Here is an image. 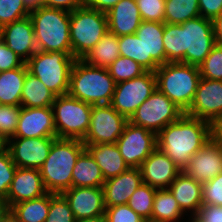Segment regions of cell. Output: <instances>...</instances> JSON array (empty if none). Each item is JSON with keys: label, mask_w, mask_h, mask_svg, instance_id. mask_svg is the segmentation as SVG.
I'll return each mask as SVG.
<instances>
[{"label": "cell", "mask_w": 222, "mask_h": 222, "mask_svg": "<svg viewBox=\"0 0 222 222\" xmlns=\"http://www.w3.org/2000/svg\"><path fill=\"white\" fill-rule=\"evenodd\" d=\"M182 63L199 66L216 44L212 20L196 17L181 24Z\"/></svg>", "instance_id": "9c48e42d"}, {"label": "cell", "mask_w": 222, "mask_h": 222, "mask_svg": "<svg viewBox=\"0 0 222 222\" xmlns=\"http://www.w3.org/2000/svg\"><path fill=\"white\" fill-rule=\"evenodd\" d=\"M75 222H107L105 216H97L93 218H82L75 220Z\"/></svg>", "instance_id": "9f6ffc18"}, {"label": "cell", "mask_w": 222, "mask_h": 222, "mask_svg": "<svg viewBox=\"0 0 222 222\" xmlns=\"http://www.w3.org/2000/svg\"><path fill=\"white\" fill-rule=\"evenodd\" d=\"M46 193L39 169L17 167L5 202L10 208L14 204L38 198Z\"/></svg>", "instance_id": "44dd1931"}, {"label": "cell", "mask_w": 222, "mask_h": 222, "mask_svg": "<svg viewBox=\"0 0 222 222\" xmlns=\"http://www.w3.org/2000/svg\"><path fill=\"white\" fill-rule=\"evenodd\" d=\"M0 39L25 63L38 50L29 16L2 26Z\"/></svg>", "instance_id": "ac0fdd59"}, {"label": "cell", "mask_w": 222, "mask_h": 222, "mask_svg": "<svg viewBox=\"0 0 222 222\" xmlns=\"http://www.w3.org/2000/svg\"><path fill=\"white\" fill-rule=\"evenodd\" d=\"M156 190V188H153L148 184L142 183L130 196L128 202V206L147 222L152 217V207L154 203Z\"/></svg>", "instance_id": "836d02e7"}, {"label": "cell", "mask_w": 222, "mask_h": 222, "mask_svg": "<svg viewBox=\"0 0 222 222\" xmlns=\"http://www.w3.org/2000/svg\"><path fill=\"white\" fill-rule=\"evenodd\" d=\"M129 120L110 104L92 105L90 124L84 145L116 143Z\"/></svg>", "instance_id": "7c38bea8"}, {"label": "cell", "mask_w": 222, "mask_h": 222, "mask_svg": "<svg viewBox=\"0 0 222 222\" xmlns=\"http://www.w3.org/2000/svg\"><path fill=\"white\" fill-rule=\"evenodd\" d=\"M105 218L107 222H147L128 204L106 207Z\"/></svg>", "instance_id": "f6af8a7d"}, {"label": "cell", "mask_w": 222, "mask_h": 222, "mask_svg": "<svg viewBox=\"0 0 222 222\" xmlns=\"http://www.w3.org/2000/svg\"><path fill=\"white\" fill-rule=\"evenodd\" d=\"M198 67L202 78L222 81V46L215 44Z\"/></svg>", "instance_id": "f35d334b"}, {"label": "cell", "mask_w": 222, "mask_h": 222, "mask_svg": "<svg viewBox=\"0 0 222 222\" xmlns=\"http://www.w3.org/2000/svg\"><path fill=\"white\" fill-rule=\"evenodd\" d=\"M212 138V124L183 114L157 134V148L183 171L190 158Z\"/></svg>", "instance_id": "6da1fadb"}, {"label": "cell", "mask_w": 222, "mask_h": 222, "mask_svg": "<svg viewBox=\"0 0 222 222\" xmlns=\"http://www.w3.org/2000/svg\"><path fill=\"white\" fill-rule=\"evenodd\" d=\"M215 42L222 46V14L212 20Z\"/></svg>", "instance_id": "816d5d0a"}, {"label": "cell", "mask_w": 222, "mask_h": 222, "mask_svg": "<svg viewBox=\"0 0 222 222\" xmlns=\"http://www.w3.org/2000/svg\"><path fill=\"white\" fill-rule=\"evenodd\" d=\"M212 133H222V114L212 124Z\"/></svg>", "instance_id": "11a10c76"}, {"label": "cell", "mask_w": 222, "mask_h": 222, "mask_svg": "<svg viewBox=\"0 0 222 222\" xmlns=\"http://www.w3.org/2000/svg\"><path fill=\"white\" fill-rule=\"evenodd\" d=\"M193 222H222V206L202 205Z\"/></svg>", "instance_id": "7dc6e473"}, {"label": "cell", "mask_w": 222, "mask_h": 222, "mask_svg": "<svg viewBox=\"0 0 222 222\" xmlns=\"http://www.w3.org/2000/svg\"><path fill=\"white\" fill-rule=\"evenodd\" d=\"M184 212L169 189H157L148 222H179Z\"/></svg>", "instance_id": "1f68e13d"}, {"label": "cell", "mask_w": 222, "mask_h": 222, "mask_svg": "<svg viewBox=\"0 0 222 222\" xmlns=\"http://www.w3.org/2000/svg\"><path fill=\"white\" fill-rule=\"evenodd\" d=\"M38 50L72 54L70 12L42 6L30 11Z\"/></svg>", "instance_id": "3957f363"}, {"label": "cell", "mask_w": 222, "mask_h": 222, "mask_svg": "<svg viewBox=\"0 0 222 222\" xmlns=\"http://www.w3.org/2000/svg\"><path fill=\"white\" fill-rule=\"evenodd\" d=\"M45 222H75L69 202L63 194L50 193V208Z\"/></svg>", "instance_id": "74e56055"}, {"label": "cell", "mask_w": 222, "mask_h": 222, "mask_svg": "<svg viewBox=\"0 0 222 222\" xmlns=\"http://www.w3.org/2000/svg\"><path fill=\"white\" fill-rule=\"evenodd\" d=\"M56 137L52 107H22L12 138Z\"/></svg>", "instance_id": "e0dca14e"}, {"label": "cell", "mask_w": 222, "mask_h": 222, "mask_svg": "<svg viewBox=\"0 0 222 222\" xmlns=\"http://www.w3.org/2000/svg\"><path fill=\"white\" fill-rule=\"evenodd\" d=\"M184 113L164 93L156 89L137 108L129 122L158 134L168 124L177 121Z\"/></svg>", "instance_id": "30bf717a"}, {"label": "cell", "mask_w": 222, "mask_h": 222, "mask_svg": "<svg viewBox=\"0 0 222 222\" xmlns=\"http://www.w3.org/2000/svg\"><path fill=\"white\" fill-rule=\"evenodd\" d=\"M3 222H18L17 219L9 212L4 218Z\"/></svg>", "instance_id": "680465c9"}, {"label": "cell", "mask_w": 222, "mask_h": 222, "mask_svg": "<svg viewBox=\"0 0 222 222\" xmlns=\"http://www.w3.org/2000/svg\"><path fill=\"white\" fill-rule=\"evenodd\" d=\"M156 88L181 110L191 106L201 79L198 66L182 62H168L155 71Z\"/></svg>", "instance_id": "5b68a950"}, {"label": "cell", "mask_w": 222, "mask_h": 222, "mask_svg": "<svg viewBox=\"0 0 222 222\" xmlns=\"http://www.w3.org/2000/svg\"><path fill=\"white\" fill-rule=\"evenodd\" d=\"M107 32L105 12L86 6L70 12V40L76 59H83Z\"/></svg>", "instance_id": "8992f818"}, {"label": "cell", "mask_w": 222, "mask_h": 222, "mask_svg": "<svg viewBox=\"0 0 222 222\" xmlns=\"http://www.w3.org/2000/svg\"><path fill=\"white\" fill-rule=\"evenodd\" d=\"M212 137H214L222 147V133H212Z\"/></svg>", "instance_id": "91938a15"}, {"label": "cell", "mask_w": 222, "mask_h": 222, "mask_svg": "<svg viewBox=\"0 0 222 222\" xmlns=\"http://www.w3.org/2000/svg\"><path fill=\"white\" fill-rule=\"evenodd\" d=\"M156 89L155 73L146 71L134 79L116 83L110 105L129 120Z\"/></svg>", "instance_id": "8fae6325"}, {"label": "cell", "mask_w": 222, "mask_h": 222, "mask_svg": "<svg viewBox=\"0 0 222 222\" xmlns=\"http://www.w3.org/2000/svg\"><path fill=\"white\" fill-rule=\"evenodd\" d=\"M75 60L72 54L37 50L25 64L29 73L60 96L68 93L70 72Z\"/></svg>", "instance_id": "52a82bcc"}, {"label": "cell", "mask_w": 222, "mask_h": 222, "mask_svg": "<svg viewBox=\"0 0 222 222\" xmlns=\"http://www.w3.org/2000/svg\"><path fill=\"white\" fill-rule=\"evenodd\" d=\"M120 0H84V6L107 13Z\"/></svg>", "instance_id": "f907efd6"}, {"label": "cell", "mask_w": 222, "mask_h": 222, "mask_svg": "<svg viewBox=\"0 0 222 222\" xmlns=\"http://www.w3.org/2000/svg\"><path fill=\"white\" fill-rule=\"evenodd\" d=\"M140 168H128L103 184L105 207L128 204L130 196L142 184Z\"/></svg>", "instance_id": "603a6c76"}, {"label": "cell", "mask_w": 222, "mask_h": 222, "mask_svg": "<svg viewBox=\"0 0 222 222\" xmlns=\"http://www.w3.org/2000/svg\"><path fill=\"white\" fill-rule=\"evenodd\" d=\"M118 45L120 56L132 59L145 68V47L136 34L119 36Z\"/></svg>", "instance_id": "8d00e7d4"}, {"label": "cell", "mask_w": 222, "mask_h": 222, "mask_svg": "<svg viewBox=\"0 0 222 222\" xmlns=\"http://www.w3.org/2000/svg\"><path fill=\"white\" fill-rule=\"evenodd\" d=\"M105 179L91 154L85 149L77 158L72 172V187H103Z\"/></svg>", "instance_id": "4316f807"}, {"label": "cell", "mask_w": 222, "mask_h": 222, "mask_svg": "<svg viewBox=\"0 0 222 222\" xmlns=\"http://www.w3.org/2000/svg\"><path fill=\"white\" fill-rule=\"evenodd\" d=\"M142 21L164 23L165 0H136Z\"/></svg>", "instance_id": "b9f144b4"}, {"label": "cell", "mask_w": 222, "mask_h": 222, "mask_svg": "<svg viewBox=\"0 0 222 222\" xmlns=\"http://www.w3.org/2000/svg\"><path fill=\"white\" fill-rule=\"evenodd\" d=\"M202 203L222 206V172L214 179L202 184Z\"/></svg>", "instance_id": "ee69618b"}, {"label": "cell", "mask_w": 222, "mask_h": 222, "mask_svg": "<svg viewBox=\"0 0 222 222\" xmlns=\"http://www.w3.org/2000/svg\"><path fill=\"white\" fill-rule=\"evenodd\" d=\"M28 69L20 68L0 72V105L21 106V94Z\"/></svg>", "instance_id": "83f0119b"}, {"label": "cell", "mask_w": 222, "mask_h": 222, "mask_svg": "<svg viewBox=\"0 0 222 222\" xmlns=\"http://www.w3.org/2000/svg\"><path fill=\"white\" fill-rule=\"evenodd\" d=\"M25 62L21 60L1 39H0V72L20 68Z\"/></svg>", "instance_id": "bcb514c9"}, {"label": "cell", "mask_w": 222, "mask_h": 222, "mask_svg": "<svg viewBox=\"0 0 222 222\" xmlns=\"http://www.w3.org/2000/svg\"><path fill=\"white\" fill-rule=\"evenodd\" d=\"M183 171L203 184L214 179L222 172V147L212 137L196 154H194Z\"/></svg>", "instance_id": "2e32d148"}, {"label": "cell", "mask_w": 222, "mask_h": 222, "mask_svg": "<svg viewBox=\"0 0 222 222\" xmlns=\"http://www.w3.org/2000/svg\"><path fill=\"white\" fill-rule=\"evenodd\" d=\"M50 208V193L23 201L10 207L11 214L18 222H45Z\"/></svg>", "instance_id": "4dcf8cb0"}, {"label": "cell", "mask_w": 222, "mask_h": 222, "mask_svg": "<svg viewBox=\"0 0 222 222\" xmlns=\"http://www.w3.org/2000/svg\"><path fill=\"white\" fill-rule=\"evenodd\" d=\"M185 213L189 210L191 219L198 213L202 203V184L181 171L168 188ZM192 210V211H191Z\"/></svg>", "instance_id": "d4e9b609"}, {"label": "cell", "mask_w": 222, "mask_h": 222, "mask_svg": "<svg viewBox=\"0 0 222 222\" xmlns=\"http://www.w3.org/2000/svg\"><path fill=\"white\" fill-rule=\"evenodd\" d=\"M44 6L64 9L69 12L84 6V0H44Z\"/></svg>", "instance_id": "681fc988"}, {"label": "cell", "mask_w": 222, "mask_h": 222, "mask_svg": "<svg viewBox=\"0 0 222 222\" xmlns=\"http://www.w3.org/2000/svg\"><path fill=\"white\" fill-rule=\"evenodd\" d=\"M166 63L182 62L181 24L165 23L163 34Z\"/></svg>", "instance_id": "d590c367"}, {"label": "cell", "mask_w": 222, "mask_h": 222, "mask_svg": "<svg viewBox=\"0 0 222 222\" xmlns=\"http://www.w3.org/2000/svg\"><path fill=\"white\" fill-rule=\"evenodd\" d=\"M199 16L198 0H165L164 23L179 25Z\"/></svg>", "instance_id": "d6a6232c"}, {"label": "cell", "mask_w": 222, "mask_h": 222, "mask_svg": "<svg viewBox=\"0 0 222 222\" xmlns=\"http://www.w3.org/2000/svg\"><path fill=\"white\" fill-rule=\"evenodd\" d=\"M185 114L213 124L222 114V81L201 77L193 102Z\"/></svg>", "instance_id": "9a60e30c"}, {"label": "cell", "mask_w": 222, "mask_h": 222, "mask_svg": "<svg viewBox=\"0 0 222 222\" xmlns=\"http://www.w3.org/2000/svg\"><path fill=\"white\" fill-rule=\"evenodd\" d=\"M7 150V140L0 136V154Z\"/></svg>", "instance_id": "6f0895ef"}, {"label": "cell", "mask_w": 222, "mask_h": 222, "mask_svg": "<svg viewBox=\"0 0 222 222\" xmlns=\"http://www.w3.org/2000/svg\"><path fill=\"white\" fill-rule=\"evenodd\" d=\"M115 144L129 168H140L157 148V134L128 121Z\"/></svg>", "instance_id": "4fadbf2b"}, {"label": "cell", "mask_w": 222, "mask_h": 222, "mask_svg": "<svg viewBox=\"0 0 222 222\" xmlns=\"http://www.w3.org/2000/svg\"><path fill=\"white\" fill-rule=\"evenodd\" d=\"M119 56L118 36L108 31L83 60L91 66L107 68Z\"/></svg>", "instance_id": "f546056e"}, {"label": "cell", "mask_w": 222, "mask_h": 222, "mask_svg": "<svg viewBox=\"0 0 222 222\" xmlns=\"http://www.w3.org/2000/svg\"><path fill=\"white\" fill-rule=\"evenodd\" d=\"M10 212V208L6 205L3 198H0V222H3L6 215Z\"/></svg>", "instance_id": "db71d44e"}, {"label": "cell", "mask_w": 222, "mask_h": 222, "mask_svg": "<svg viewBox=\"0 0 222 222\" xmlns=\"http://www.w3.org/2000/svg\"><path fill=\"white\" fill-rule=\"evenodd\" d=\"M52 109L56 137L83 141L89 128L92 105L67 93L56 96Z\"/></svg>", "instance_id": "ba28073f"}, {"label": "cell", "mask_w": 222, "mask_h": 222, "mask_svg": "<svg viewBox=\"0 0 222 222\" xmlns=\"http://www.w3.org/2000/svg\"><path fill=\"white\" fill-rule=\"evenodd\" d=\"M165 23L142 21L136 30V36L145 47V69L155 71L166 63L163 34Z\"/></svg>", "instance_id": "7402d4cb"}, {"label": "cell", "mask_w": 222, "mask_h": 222, "mask_svg": "<svg viewBox=\"0 0 222 222\" xmlns=\"http://www.w3.org/2000/svg\"><path fill=\"white\" fill-rule=\"evenodd\" d=\"M62 194L69 202L75 220L105 216L103 188L71 187Z\"/></svg>", "instance_id": "d6986e66"}, {"label": "cell", "mask_w": 222, "mask_h": 222, "mask_svg": "<svg viewBox=\"0 0 222 222\" xmlns=\"http://www.w3.org/2000/svg\"><path fill=\"white\" fill-rule=\"evenodd\" d=\"M106 15L108 31L118 37L135 34L142 22L136 0H120Z\"/></svg>", "instance_id": "cb8c5ba5"}, {"label": "cell", "mask_w": 222, "mask_h": 222, "mask_svg": "<svg viewBox=\"0 0 222 222\" xmlns=\"http://www.w3.org/2000/svg\"><path fill=\"white\" fill-rule=\"evenodd\" d=\"M200 16L213 20L222 14V0H198Z\"/></svg>", "instance_id": "c3c4849f"}, {"label": "cell", "mask_w": 222, "mask_h": 222, "mask_svg": "<svg viewBox=\"0 0 222 222\" xmlns=\"http://www.w3.org/2000/svg\"><path fill=\"white\" fill-rule=\"evenodd\" d=\"M84 150L81 140L56 138L53 141L49 155L39 169L47 192L62 194L72 187V172Z\"/></svg>", "instance_id": "7a4b0ae2"}, {"label": "cell", "mask_w": 222, "mask_h": 222, "mask_svg": "<svg viewBox=\"0 0 222 222\" xmlns=\"http://www.w3.org/2000/svg\"><path fill=\"white\" fill-rule=\"evenodd\" d=\"M23 0H0V28L6 24L29 16Z\"/></svg>", "instance_id": "ab89813d"}, {"label": "cell", "mask_w": 222, "mask_h": 222, "mask_svg": "<svg viewBox=\"0 0 222 222\" xmlns=\"http://www.w3.org/2000/svg\"><path fill=\"white\" fill-rule=\"evenodd\" d=\"M115 85L107 68L76 59L70 72L68 94L91 105L110 104Z\"/></svg>", "instance_id": "277c9868"}, {"label": "cell", "mask_w": 222, "mask_h": 222, "mask_svg": "<svg viewBox=\"0 0 222 222\" xmlns=\"http://www.w3.org/2000/svg\"><path fill=\"white\" fill-rule=\"evenodd\" d=\"M23 3L29 11L44 6V0H23Z\"/></svg>", "instance_id": "f5cc1de1"}, {"label": "cell", "mask_w": 222, "mask_h": 222, "mask_svg": "<svg viewBox=\"0 0 222 222\" xmlns=\"http://www.w3.org/2000/svg\"><path fill=\"white\" fill-rule=\"evenodd\" d=\"M22 106L0 105V136L12 138L17 129Z\"/></svg>", "instance_id": "60d3db41"}, {"label": "cell", "mask_w": 222, "mask_h": 222, "mask_svg": "<svg viewBox=\"0 0 222 222\" xmlns=\"http://www.w3.org/2000/svg\"><path fill=\"white\" fill-rule=\"evenodd\" d=\"M56 138H10L7 140V150L18 168L40 169L46 161L52 143Z\"/></svg>", "instance_id": "5bb4252c"}, {"label": "cell", "mask_w": 222, "mask_h": 222, "mask_svg": "<svg viewBox=\"0 0 222 222\" xmlns=\"http://www.w3.org/2000/svg\"><path fill=\"white\" fill-rule=\"evenodd\" d=\"M56 95L36 76L27 71L21 94V106L28 108L52 107Z\"/></svg>", "instance_id": "f1b7e54d"}, {"label": "cell", "mask_w": 222, "mask_h": 222, "mask_svg": "<svg viewBox=\"0 0 222 222\" xmlns=\"http://www.w3.org/2000/svg\"><path fill=\"white\" fill-rule=\"evenodd\" d=\"M85 149L96 161L105 181L118 176L129 168L115 143L85 145Z\"/></svg>", "instance_id": "484cf974"}, {"label": "cell", "mask_w": 222, "mask_h": 222, "mask_svg": "<svg viewBox=\"0 0 222 222\" xmlns=\"http://www.w3.org/2000/svg\"><path fill=\"white\" fill-rule=\"evenodd\" d=\"M142 182L156 189H168L181 170L156 148L140 166Z\"/></svg>", "instance_id": "ffe728a7"}, {"label": "cell", "mask_w": 222, "mask_h": 222, "mask_svg": "<svg viewBox=\"0 0 222 222\" xmlns=\"http://www.w3.org/2000/svg\"><path fill=\"white\" fill-rule=\"evenodd\" d=\"M107 70L115 83L134 79L147 70L136 61L124 56H119L107 67Z\"/></svg>", "instance_id": "e575fe53"}, {"label": "cell", "mask_w": 222, "mask_h": 222, "mask_svg": "<svg viewBox=\"0 0 222 222\" xmlns=\"http://www.w3.org/2000/svg\"><path fill=\"white\" fill-rule=\"evenodd\" d=\"M17 166L8 150L0 154V198L6 200Z\"/></svg>", "instance_id": "7bdbcfd3"}]
</instances>
